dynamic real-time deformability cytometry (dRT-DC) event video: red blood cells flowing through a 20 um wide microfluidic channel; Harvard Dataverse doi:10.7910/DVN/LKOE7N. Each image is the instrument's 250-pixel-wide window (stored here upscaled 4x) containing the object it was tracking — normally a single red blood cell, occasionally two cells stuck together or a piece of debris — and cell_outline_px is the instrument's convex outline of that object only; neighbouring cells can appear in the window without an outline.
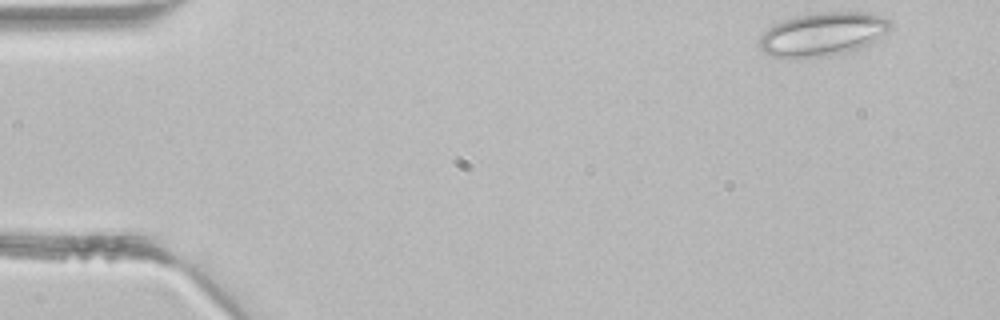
{"species": "common noctule bat (a hibernating species)", "species_latin": "Nyctalus noctula", "temperature_condition": "room temperature", "stored_images_in_passage": 41, "camera_frame_rate_fps": 3000, "um_per_image_px": 0.085, "animal": {"sex": "male", "body_mass_g": 21.5, "forearm_length_mm": 52.0}, "frame": {"image": 1, "passage_image": 1, "time_ms": 0.0, "image_size_px": [1000, 320], "cell_outline_px": [[892, 24], [872, 44], [864, 48], [828, 56], [772, 56], [764, 52], [760, 48], [760, 36], [768, 28], [784, 20], [796, 16], [820, 12], [868, 12], [888, 16], [892, 20]], "centroid_in_image_um": [70.02, 2.87], "position_along_channel_um": 15.0, "area_um2": 33.0}}
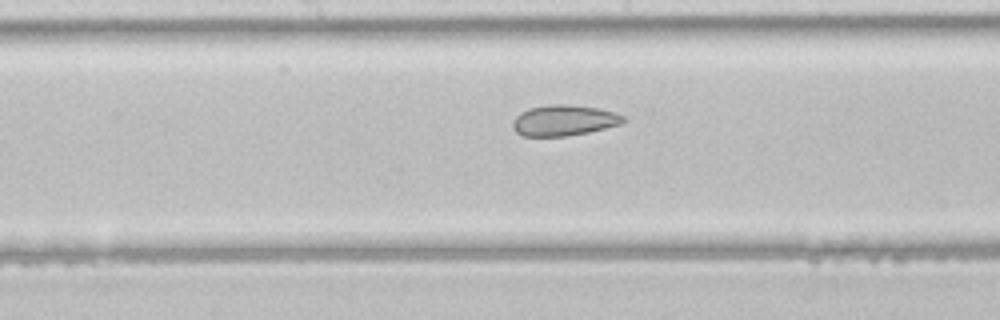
{"frame": {"image": 2, "passage_image": 20, "time_ms": 6.333, "image_size_px": [1000, 320], "cell_outline_px": [[624, 120], [620, 124], [588, 132], [564, 136], [520, 136], [512, 128], [512, 120], [520, 112], [528, 108], [548, 104], [568, 104], [600, 108], [616, 112], [624, 116]], "centroid_in_image_um": [47.89, 10.22], "position_along_channel_um": 200.3, "area_um2": 20.0}}
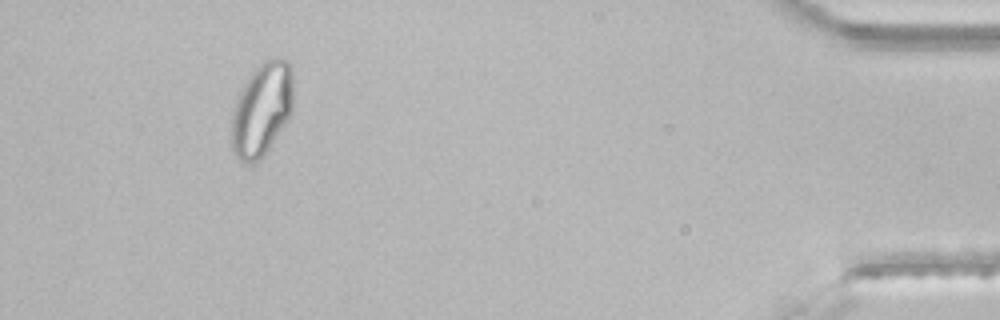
{"frame": {"image": 3, "passage_image": 38, "time_ms": 12.333, "image_size_px": [1000, 320], "cell_outline_px": [[292, 112], [288, 120], [260, 160], [248, 164], [244, 164], [232, 152], [232, 112], [236, 100], [244, 84], [252, 72], [264, 60], [284, 60], [292, 68]], "centroid_in_image_um": [22.24, 9.35], "position_along_channel_um": 413.0, "area_um2": 33.18}}